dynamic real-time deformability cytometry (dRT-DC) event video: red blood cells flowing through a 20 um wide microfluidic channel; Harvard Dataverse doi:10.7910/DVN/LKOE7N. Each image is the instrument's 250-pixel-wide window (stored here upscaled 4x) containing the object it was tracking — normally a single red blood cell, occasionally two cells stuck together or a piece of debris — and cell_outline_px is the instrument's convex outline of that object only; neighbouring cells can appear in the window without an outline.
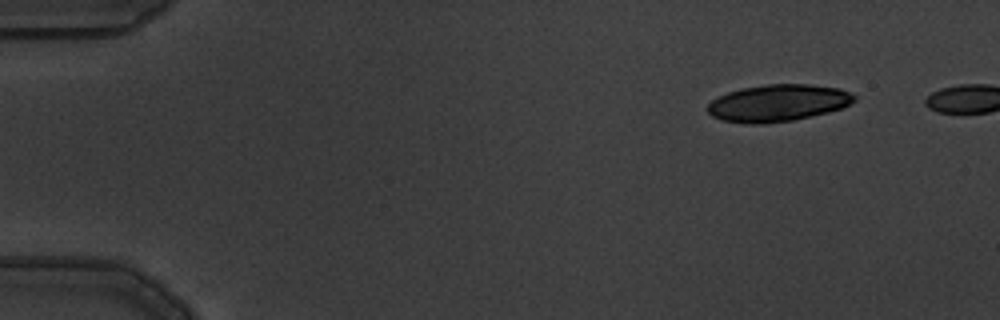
{"species": "common noctule bat (a hibernating species)", "species_latin": "Nyctalus noctula", "temperature_condition": "warm", "stored_images_in_passage": 3, "camera_frame_rate_fps": 3000, "um_per_image_px": 0.085, "animal": {"sex": "male", "body_mass_g": 19.5, "forearm_length_mm": 54.6}, "frame": {"image": 1, "passage_image": 1, "time_ms": 0.0, "image_size_px": [1000, 320], "cell_outline_px": [[856, 100], [840, 108], [828, 112], [812, 116], [792, 120], [764, 124], [752, 124], [724, 120], [712, 116], [704, 108], [712, 100], [728, 92], [744, 88], [768, 84], [808, 84], [840, 88], [856, 96]], "centroid_in_image_um": [66.11, 8.75], "position_along_channel_um": 18.9, "area_um2": 31.39}}